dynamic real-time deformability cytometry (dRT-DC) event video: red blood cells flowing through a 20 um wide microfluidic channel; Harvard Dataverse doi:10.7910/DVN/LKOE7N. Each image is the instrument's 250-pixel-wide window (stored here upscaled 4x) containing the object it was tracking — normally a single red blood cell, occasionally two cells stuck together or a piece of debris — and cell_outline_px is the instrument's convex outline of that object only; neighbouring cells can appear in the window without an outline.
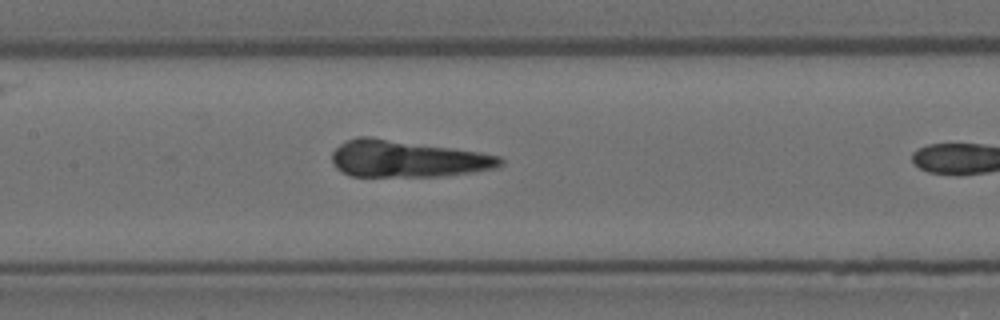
{"species": "Egyptian fruit bat (a non-hibernating species)", "species_latin": "Rousettus aegyptiacus", "temperature_condition": "room temperature", "stored_images_in_passage": 7, "segment_of_instrument_passage": [1, 2], "camera_frame_rate_fps": 3000, "um_per_image_px": 0.085, "animal": {"sex": "female"}, "frame": {"image": 1, "passage_image": 6, "time_ms": 1.667, "image_size_px": [1000, 320], "cell_outline_px": [[504, 164], [496, 168], [440, 176], [352, 176], [336, 168], [332, 164], [332, 152], [340, 144], [348, 140], [360, 136], [372, 136], [480, 152], [500, 156], [504, 160]], "centroid_in_image_um": [34.6, 13.48], "position_along_channel_um": 172.8, "area_um2": 36.07}}